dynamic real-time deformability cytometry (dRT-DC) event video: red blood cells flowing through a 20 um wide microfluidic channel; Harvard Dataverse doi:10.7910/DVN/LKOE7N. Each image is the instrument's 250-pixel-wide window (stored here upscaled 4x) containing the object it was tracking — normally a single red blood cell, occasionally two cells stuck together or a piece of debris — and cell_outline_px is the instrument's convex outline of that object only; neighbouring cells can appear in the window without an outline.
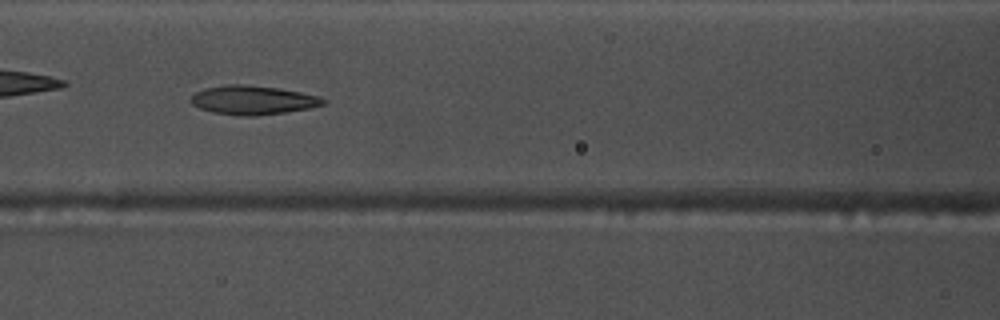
{"species": "common noctule bat (a hibernating species)", "species_latin": "Nyctalus noctula", "temperature_condition": "warm", "stored_images_in_passage": 45, "camera_frame_rate_fps": 3000, "um_per_image_px": 0.085, "animal": {"sex": "male", "body_mass_g": 17.5, "forearm_length_mm": 52.3}, "frame": {"image": 1, "passage_image": 14, "time_ms": 4.333, "image_size_px": [1000, 320], "cell_outline_px": [[328, 104], [308, 108], [284, 112], [252, 116], [236, 116], [212, 112], [200, 108], [192, 104], [188, 100], [196, 92], [204, 88], [228, 84], [244, 84], [276, 88], [300, 92], [320, 96], [328, 100]], "centroid_in_image_um": [21.49, 8.51], "position_along_channel_um": 145.1, "area_um2": 22.43}}
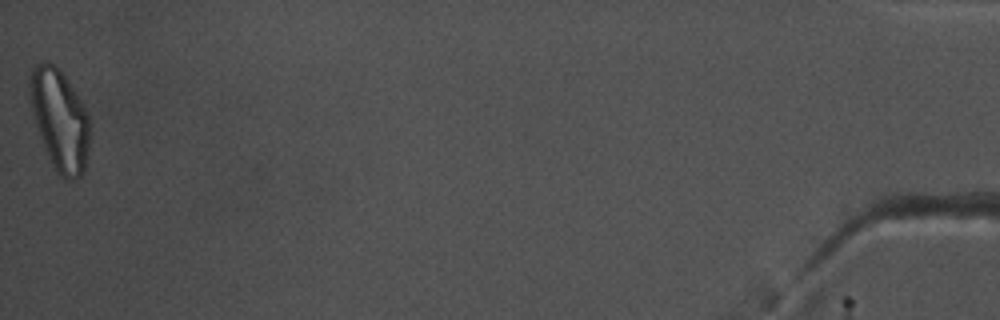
{"frame": {"image": 2, "passage_image": 45, "time_ms": 14.667, "image_size_px": [1000, 320], "cell_outline_px": [[88, 156], [84, 172], [80, 176], [72, 180], [68, 180], [60, 176], [56, 172], [40, 136], [32, 112], [28, 92], [32, 72], [44, 60], [48, 60], [56, 64], [76, 92], [88, 116]], "centroid_in_image_um": [5.08, 10.19], "position_along_channel_um": 430.1, "area_um2": 34.8}, "authors_computed_cell_mechanics": {"area_um2": 22.7732, "velocity_mm_per_s": 3.7614, "shape_relaxation_time_tau1_ms": 7.0822, "shape_relaxation_time_tau2_ms": 1.9055, "deformation_change_tau1": 0.2294, "deformation_change_tau2": 0.1043}}